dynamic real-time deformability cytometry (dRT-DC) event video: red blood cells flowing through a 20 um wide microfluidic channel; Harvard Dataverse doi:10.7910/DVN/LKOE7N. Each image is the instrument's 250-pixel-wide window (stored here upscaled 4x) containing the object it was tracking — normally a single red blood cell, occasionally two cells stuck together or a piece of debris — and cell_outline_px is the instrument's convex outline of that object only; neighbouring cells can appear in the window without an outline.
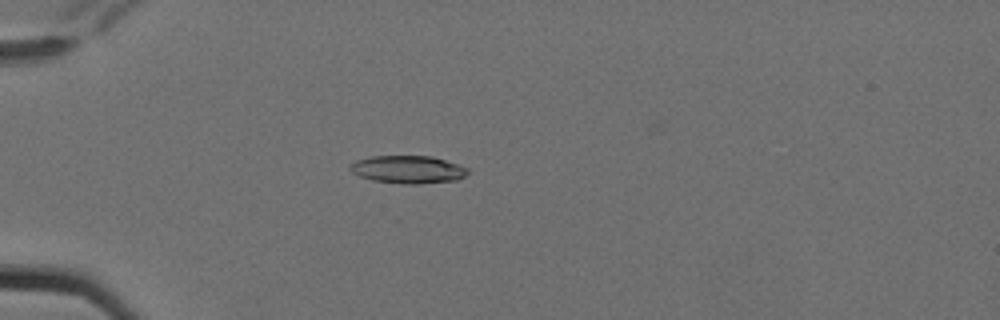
{"species": "Egyptian fruit bat (a non-hibernating species)", "species_latin": "Rousettus aegyptiacus", "temperature_condition": "cold", "stored_images_in_passage": 8, "camera_frame_rate_fps": 3000, "um_per_image_px": 0.085, "animal": {"sex": "female"}, "frame": {"image": 1, "passage_image": 4, "time_ms": 1.0, "image_size_px": [1000, 320], "cell_outline_px": [[468, 172], [464, 176], [456, 180], [420, 184], [404, 184], [372, 180], [360, 176], [352, 172], [348, 168], [348, 164], [356, 160], [372, 156], [432, 156], [468, 168]], "centroid_in_image_um": [34.63, 14.4], "position_along_channel_um": 50.4, "area_um2": 19.02}}
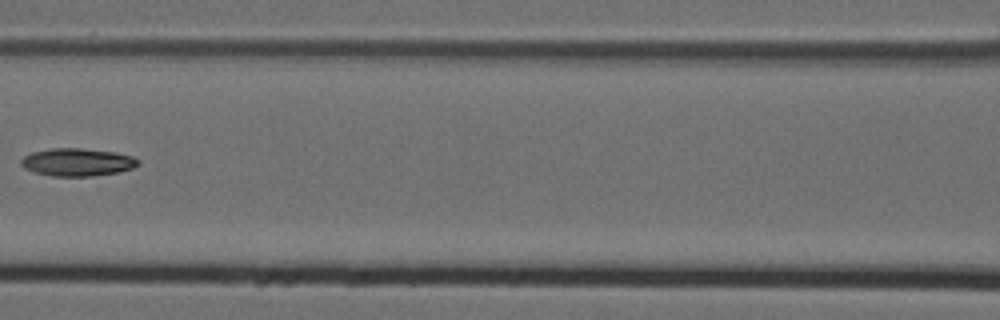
{"frame": {"image": 2, "passage_image": 7, "time_ms": 2.0, "image_size_px": [1000, 320], "cell_outline_px": [[140, 164], [132, 168], [116, 172], [92, 176], [52, 176], [32, 172], [24, 168], [20, 164], [20, 160], [24, 156], [32, 152], [52, 148], [80, 148], [116, 152], [132, 156], [140, 160]], "centroid_in_image_um": [6.55, 13.78], "position_along_channel_um": 160.0, "area_um2": 19.02}}
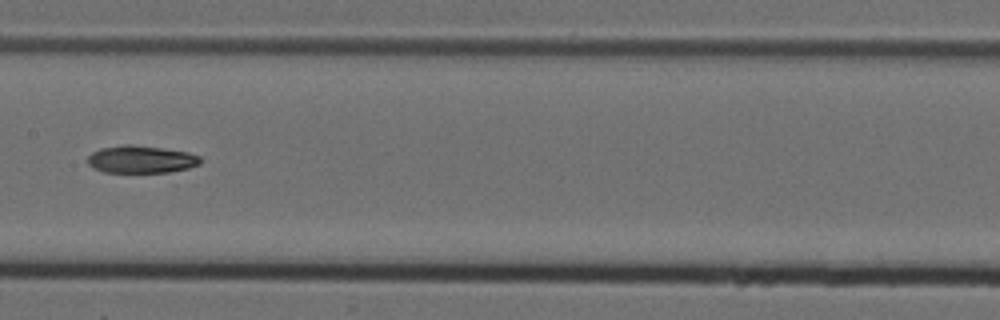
{"frame": {"image": 3, "passage_image": 8, "time_ms": 2.333, "image_size_px": [1000, 320], "cell_outline_px": [[200, 164], [188, 168], [168, 172], [104, 172], [92, 168], [88, 164], [88, 156], [92, 152], [100, 148], [124, 144], [132, 144], [188, 152], [200, 156]], "centroid_in_image_um": [11.96, 13.54], "position_along_channel_um": 195.4, "area_um2": 18.03}}